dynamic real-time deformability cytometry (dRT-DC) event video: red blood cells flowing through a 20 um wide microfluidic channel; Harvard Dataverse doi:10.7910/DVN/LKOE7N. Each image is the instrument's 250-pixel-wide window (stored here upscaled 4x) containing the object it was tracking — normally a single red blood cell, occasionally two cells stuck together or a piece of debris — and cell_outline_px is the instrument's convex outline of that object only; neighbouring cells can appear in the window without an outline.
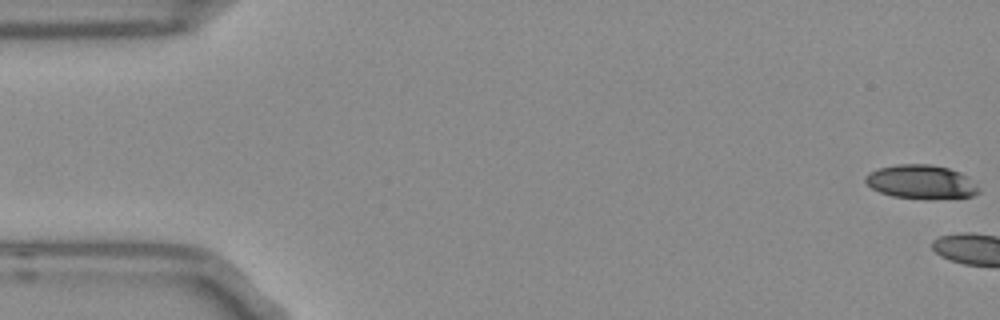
{"species": "Egyptian fruit bat (a non-hibernating species)", "species_latin": "Rousettus aegyptiacus", "temperature_condition": "room temperature", "stored_images_in_passage": 5, "camera_frame_rate_fps": 3000, "um_per_image_px": 0.085, "frame": {"image": 1, "passage_image": 1, "time_ms": 0.0, "image_size_px": [1000, 320], "cell_outline_px": [[980, 192], [972, 196], [892, 196], [880, 192], [872, 188], [864, 180], [864, 176], [868, 172], [880, 168], [896, 164], [932, 164], [948, 168], [960, 172], [968, 176]], "centroid_in_image_um": [78.24, 15.39], "position_along_channel_um": 6.8, "area_um2": 21.39}}